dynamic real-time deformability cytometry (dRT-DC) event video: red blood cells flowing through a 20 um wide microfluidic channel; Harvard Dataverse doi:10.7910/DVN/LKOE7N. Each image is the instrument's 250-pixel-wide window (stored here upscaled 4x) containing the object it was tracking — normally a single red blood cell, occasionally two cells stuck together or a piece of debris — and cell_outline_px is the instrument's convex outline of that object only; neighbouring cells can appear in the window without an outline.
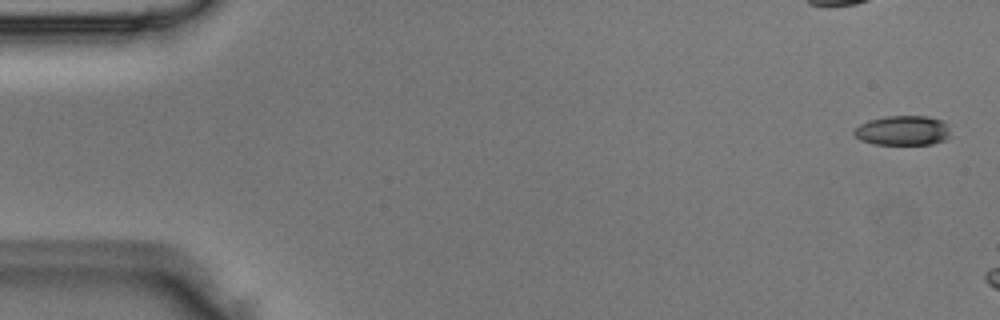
{"species": "Egyptian fruit bat (a non-hibernating species)", "species_latin": "Rousettus aegyptiacus", "temperature_condition": "room temperature", "stored_images_in_passage": 3, "camera_frame_rate_fps": 3000, "um_per_image_px": 0.085, "animal": {"sex": "male"}, "frame": {"image": 1, "passage_image": 1, "time_ms": 0.0, "image_size_px": [1000, 320], "cell_outline_px": [[952, 136], [948, 140], [932, 144], [872, 144], [860, 140], [852, 132], [860, 124], [868, 120], [884, 116], [928, 116], [944, 120], [948, 124]], "centroid_in_image_um": [76.8, 11.09], "position_along_channel_um": 8.2, "area_um2": 17.11}}